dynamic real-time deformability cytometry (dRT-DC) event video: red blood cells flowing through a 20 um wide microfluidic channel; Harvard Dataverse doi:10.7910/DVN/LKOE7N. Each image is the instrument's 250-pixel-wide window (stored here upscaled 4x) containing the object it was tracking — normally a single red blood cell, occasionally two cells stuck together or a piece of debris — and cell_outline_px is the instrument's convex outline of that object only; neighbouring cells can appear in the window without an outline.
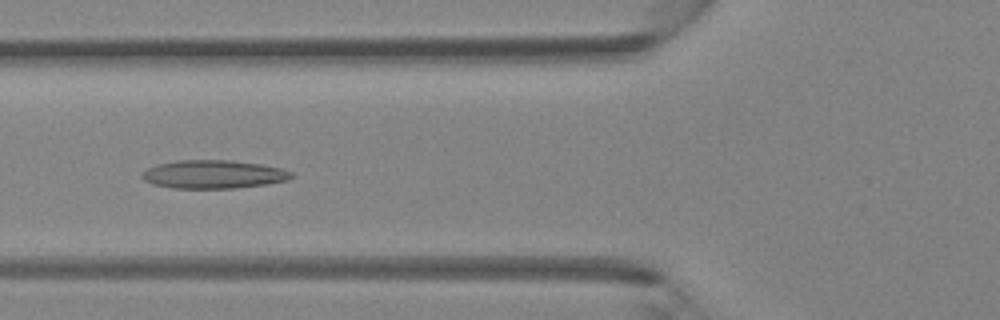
{"species": "Egyptian fruit bat (a non-hibernating species)", "species_latin": "Rousettus aegyptiacus", "temperature_condition": "room temperature", "stored_images_in_passage": 43, "camera_frame_rate_fps": 3000, "um_per_image_px": 0.085, "animal": {"sex": "female"}, "frame": {"image": 1, "passage_image": 16, "time_ms": 5.0, "image_size_px": [1000, 320], "cell_outline_px": [[296, 176], [288, 180], [264, 184], [236, 188], [172, 188], [152, 184], [144, 180], [140, 176], [148, 168], [160, 164], [176, 160], [228, 160], [260, 164], [280, 168], [292, 172]], "centroid_in_image_um": [18.15, 14.82], "position_along_channel_um": 107.6, "area_um2": 24.57}}
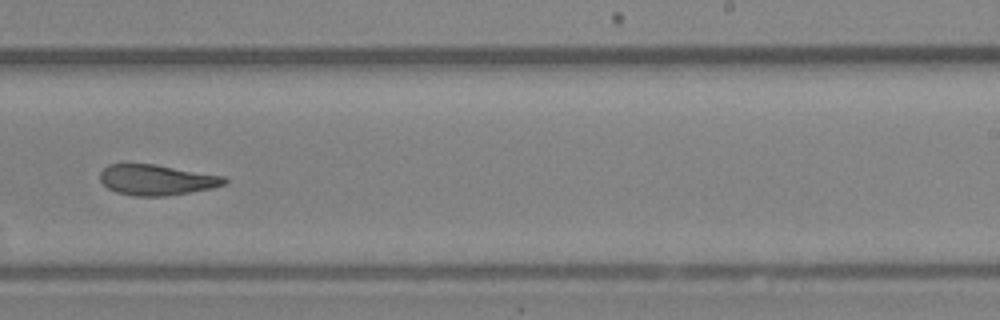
{"frame": {"image": 2, "passage_image": 27, "time_ms": 8.667, "image_size_px": [1000, 320], "cell_outline_px": [[228, 184], [212, 188], [164, 196], [136, 196], [116, 192], [108, 188], [100, 180], [100, 172], [108, 164], [156, 164], [224, 176], [228, 180]], "centroid_in_image_um": [13.33, 15.28], "position_along_channel_um": 275.7, "area_um2": 22.14}}
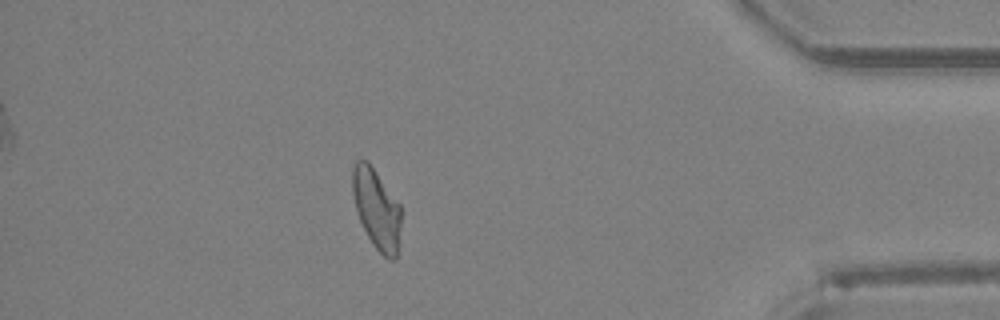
{"frame": {"image": 3, "passage_image": 38, "time_ms": 12.333, "image_size_px": [1000, 320], "cell_outline_px": [[400, 244], [396, 260], [388, 260], [372, 244], [360, 220], [356, 208], [352, 192], [352, 168], [356, 160], [368, 160], [400, 204]], "centroid_in_image_um": [32.02, 17.77], "position_along_channel_um": 403.2, "area_um2": 22.83}}